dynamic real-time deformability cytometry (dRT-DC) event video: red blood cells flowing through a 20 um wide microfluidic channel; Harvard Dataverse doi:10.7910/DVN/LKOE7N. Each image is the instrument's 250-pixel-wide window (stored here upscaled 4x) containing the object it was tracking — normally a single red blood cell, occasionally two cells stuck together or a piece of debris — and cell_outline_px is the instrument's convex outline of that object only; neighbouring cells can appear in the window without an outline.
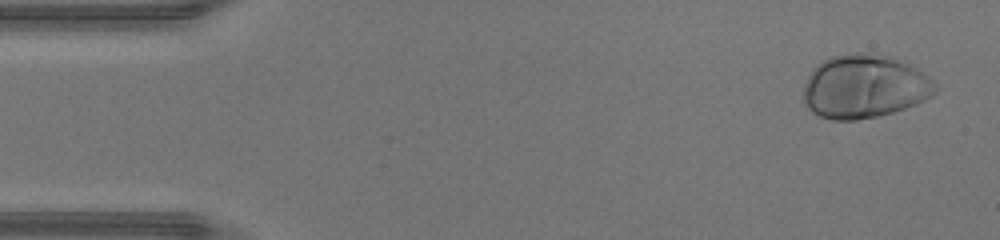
{"species": "human", "species_latin": "Homo sapiens", "temperature_condition": "warm", "stored_images_in_passage": 45, "camera_frame_rate_fps": 3000, "um_per_image_px": 0.085, "donor": {"sex": "male"}, "frame": {"image": 1, "passage_image": 2, "time_ms": 0.333, "image_size_px": [1000, 240], "cell_outline_px": [[940, 88], [932, 96], [916, 104], [892, 112], [876, 116], [856, 120], [832, 120], [820, 116], [812, 112], [808, 108], [804, 100], [804, 84], [808, 76], [816, 64], [832, 56], [856, 52], [868, 52], [896, 56], [916, 68], [928, 76]], "centroid_in_image_um": [73.5, 7.33], "position_along_channel_um": 11.5, "area_um2": 49.25}}
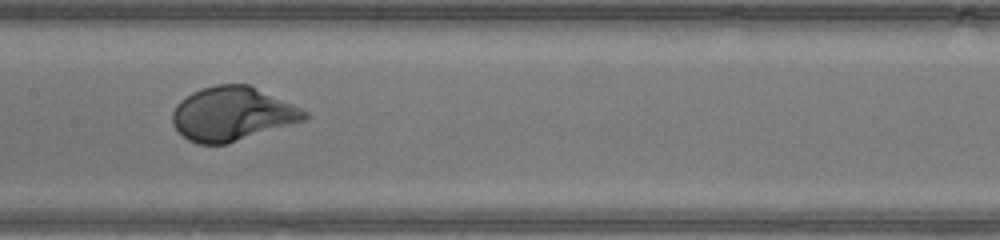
{"frame": {"image": 2, "passage_image": 22, "time_ms": 7.0, "image_size_px": [1000, 240], "cell_outline_px": [[308, 116], [304, 120], [228, 144], [196, 144], [188, 140], [172, 124], [172, 112], [176, 104], [180, 100], [192, 92], [216, 84], [248, 84], [292, 104], [308, 112]], "centroid_in_image_um": [19.71, 9.69], "position_along_channel_um": 187.7, "area_um2": 41.21}}
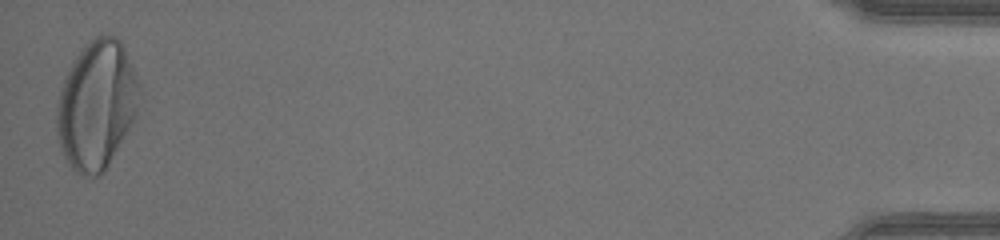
{"frame": {"image": 3, "passage_image": 45, "time_ms": 14.667, "image_size_px": [1000, 240], "cell_outline_px": [[140, 88], [136, 112], [128, 128], [104, 172], [96, 176], [84, 176], [76, 172], [68, 164], [60, 148], [56, 132], [56, 104], [60, 88], [76, 56], [84, 44], [88, 40], [96, 36], [116, 36], [120, 40], [124, 48], [140, 84]], "centroid_in_image_um": [8.17, 8.92], "position_along_channel_um": 427.0, "area_um2": 61.38}, "authors_computed_cell_mechanics": {"area_um2": 42.194, "velocity_mm_per_s": 4.4423, "shape_relaxation_time_tau1_ms": 2.1579, "shape_relaxation_time_tau2_ms": null, "deformation_change_tau1": 0.1657, "deformation_change_tau2": null}}